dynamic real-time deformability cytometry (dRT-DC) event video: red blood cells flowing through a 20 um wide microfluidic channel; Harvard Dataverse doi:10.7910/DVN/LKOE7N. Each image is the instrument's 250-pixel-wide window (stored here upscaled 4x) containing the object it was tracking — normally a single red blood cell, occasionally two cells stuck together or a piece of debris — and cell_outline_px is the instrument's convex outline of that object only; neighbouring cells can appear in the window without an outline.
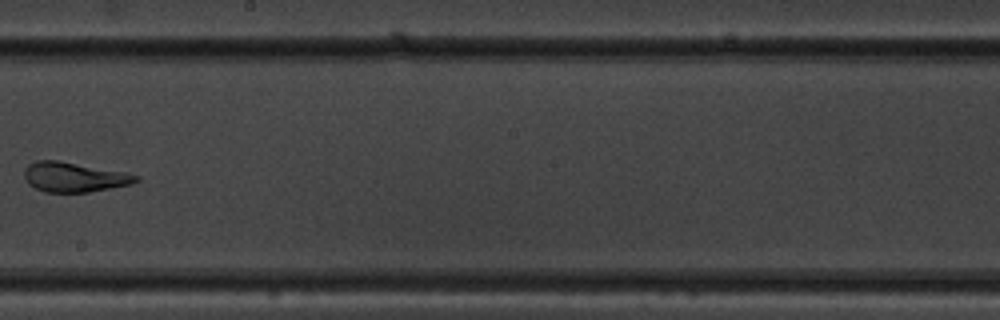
{"species": "common noctule bat (a hibernating species)", "species_latin": "Nyctalus noctula", "temperature_condition": "warm", "stored_images_in_passage": 9, "camera_frame_rate_fps": 3000, "um_per_image_px": 0.085, "animal": {"sex": "male", "body_mass_g": 19.5, "forearm_length_mm": 54.6}, "frame": {"image": 1, "passage_image": 8, "time_ms": 2.333, "image_size_px": [1000, 320], "cell_outline_px": [[140, 180], [132, 184], [88, 192], [44, 192], [28, 184], [24, 176], [24, 168], [28, 164], [36, 160], [60, 160], [128, 172], [140, 176]], "centroid_in_image_um": [6.32, 15.03], "position_along_channel_um": 241.9, "area_um2": 19.71}}